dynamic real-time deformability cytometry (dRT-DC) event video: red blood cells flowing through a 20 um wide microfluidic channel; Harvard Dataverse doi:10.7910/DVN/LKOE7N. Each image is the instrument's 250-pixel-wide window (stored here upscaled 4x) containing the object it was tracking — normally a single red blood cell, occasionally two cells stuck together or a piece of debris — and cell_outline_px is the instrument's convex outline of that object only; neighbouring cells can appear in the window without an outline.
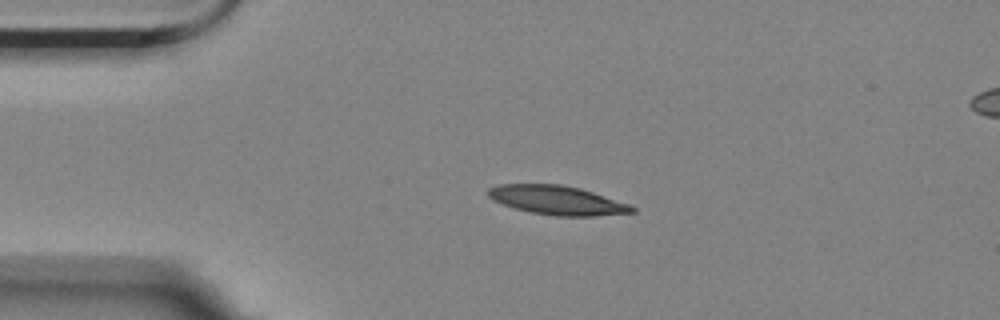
{"species": "Egyptian fruit bat (a non-hibernating species)", "species_latin": "Rousettus aegyptiacus", "temperature_condition": "room temperature", "stored_images_in_passage": 2, "camera_frame_rate_fps": 3000, "um_per_image_px": 0.085, "animal": {"sex": "female"}, "frame": {"image": 1, "passage_image": 1, "time_ms": 0.0, "image_size_px": [1000, 320], "cell_outline_px": [[636, 212], [596, 216], [556, 216], [532, 212], [516, 208], [492, 200], [488, 196], [488, 188], [500, 184], [560, 184], [580, 188], [628, 204], [636, 208]], "centroid_in_image_um": [47.36, 17.02], "position_along_channel_um": 37.6, "area_um2": 24.1}}